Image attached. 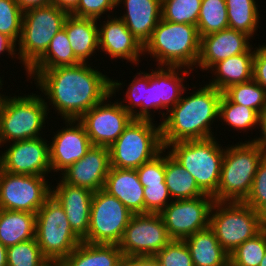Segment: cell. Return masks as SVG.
<instances>
[{
  "label": "cell",
  "mask_w": 266,
  "mask_h": 266,
  "mask_svg": "<svg viewBox=\"0 0 266 266\" xmlns=\"http://www.w3.org/2000/svg\"><path fill=\"white\" fill-rule=\"evenodd\" d=\"M87 63L47 70H27L49 105L64 120H79L111 94V79Z\"/></svg>",
  "instance_id": "6da1fadb"
},
{
  "label": "cell",
  "mask_w": 266,
  "mask_h": 266,
  "mask_svg": "<svg viewBox=\"0 0 266 266\" xmlns=\"http://www.w3.org/2000/svg\"><path fill=\"white\" fill-rule=\"evenodd\" d=\"M222 92L205 85L190 96H181L179 102L161 121L164 148L171 143L211 138V125L219 118Z\"/></svg>",
  "instance_id": "7a4b0ae2"
},
{
  "label": "cell",
  "mask_w": 266,
  "mask_h": 266,
  "mask_svg": "<svg viewBox=\"0 0 266 266\" xmlns=\"http://www.w3.org/2000/svg\"><path fill=\"white\" fill-rule=\"evenodd\" d=\"M165 68V69H164ZM183 67L178 66H158L151 73L141 72L134 76V80L129 83L126 91L125 99L128 105L120 104L133 117V119L154 120L150 115L152 108L157 110L166 109L165 112H160L163 118L168 112L179 102L183 93H186V87L183 84L184 75H189L190 71L182 70ZM143 74V75H142ZM139 107L138 109H135ZM150 109V110H149ZM138 110V111H137ZM152 117V118H151Z\"/></svg>",
  "instance_id": "3957f363"
},
{
  "label": "cell",
  "mask_w": 266,
  "mask_h": 266,
  "mask_svg": "<svg viewBox=\"0 0 266 266\" xmlns=\"http://www.w3.org/2000/svg\"><path fill=\"white\" fill-rule=\"evenodd\" d=\"M201 38L196 25L161 19L143 46L159 66H178L191 72L200 55Z\"/></svg>",
  "instance_id": "277c9868"
},
{
  "label": "cell",
  "mask_w": 266,
  "mask_h": 266,
  "mask_svg": "<svg viewBox=\"0 0 266 266\" xmlns=\"http://www.w3.org/2000/svg\"><path fill=\"white\" fill-rule=\"evenodd\" d=\"M245 142L225 147L220 181L213 196L215 201L243 202L249 195L266 153L250 139Z\"/></svg>",
  "instance_id": "5b68a950"
},
{
  "label": "cell",
  "mask_w": 266,
  "mask_h": 266,
  "mask_svg": "<svg viewBox=\"0 0 266 266\" xmlns=\"http://www.w3.org/2000/svg\"><path fill=\"white\" fill-rule=\"evenodd\" d=\"M215 137L168 144V153L194 177L199 189L214 196L220 181L224 151ZM172 148V149H171Z\"/></svg>",
  "instance_id": "8992f818"
},
{
  "label": "cell",
  "mask_w": 266,
  "mask_h": 266,
  "mask_svg": "<svg viewBox=\"0 0 266 266\" xmlns=\"http://www.w3.org/2000/svg\"><path fill=\"white\" fill-rule=\"evenodd\" d=\"M152 121L131 120L109 147L111 167L137 169L165 149L162 143L161 123L156 125Z\"/></svg>",
  "instance_id": "52a82bcc"
},
{
  "label": "cell",
  "mask_w": 266,
  "mask_h": 266,
  "mask_svg": "<svg viewBox=\"0 0 266 266\" xmlns=\"http://www.w3.org/2000/svg\"><path fill=\"white\" fill-rule=\"evenodd\" d=\"M48 108L41 94L6 96L0 107V146L11 141L41 137L40 131L46 124Z\"/></svg>",
  "instance_id": "ba28073f"
},
{
  "label": "cell",
  "mask_w": 266,
  "mask_h": 266,
  "mask_svg": "<svg viewBox=\"0 0 266 266\" xmlns=\"http://www.w3.org/2000/svg\"><path fill=\"white\" fill-rule=\"evenodd\" d=\"M68 15L54 4L24 11L17 55L26 72L46 52L51 40L62 30Z\"/></svg>",
  "instance_id": "9c48e42d"
},
{
  "label": "cell",
  "mask_w": 266,
  "mask_h": 266,
  "mask_svg": "<svg viewBox=\"0 0 266 266\" xmlns=\"http://www.w3.org/2000/svg\"><path fill=\"white\" fill-rule=\"evenodd\" d=\"M209 228L229 255L262 230L256 210L244 202L231 201L214 202Z\"/></svg>",
  "instance_id": "30bf717a"
},
{
  "label": "cell",
  "mask_w": 266,
  "mask_h": 266,
  "mask_svg": "<svg viewBox=\"0 0 266 266\" xmlns=\"http://www.w3.org/2000/svg\"><path fill=\"white\" fill-rule=\"evenodd\" d=\"M35 238L44 257L59 263L82 242L71 229L63 207L52 195L36 213Z\"/></svg>",
  "instance_id": "8fae6325"
},
{
  "label": "cell",
  "mask_w": 266,
  "mask_h": 266,
  "mask_svg": "<svg viewBox=\"0 0 266 266\" xmlns=\"http://www.w3.org/2000/svg\"><path fill=\"white\" fill-rule=\"evenodd\" d=\"M132 215L116 197L103 189L95 191L91 201L88 233L82 241L91 244H118Z\"/></svg>",
  "instance_id": "7c38bea8"
},
{
  "label": "cell",
  "mask_w": 266,
  "mask_h": 266,
  "mask_svg": "<svg viewBox=\"0 0 266 266\" xmlns=\"http://www.w3.org/2000/svg\"><path fill=\"white\" fill-rule=\"evenodd\" d=\"M172 239L160 214H133L118 243L123 256L154 257Z\"/></svg>",
  "instance_id": "4fadbf2b"
},
{
  "label": "cell",
  "mask_w": 266,
  "mask_h": 266,
  "mask_svg": "<svg viewBox=\"0 0 266 266\" xmlns=\"http://www.w3.org/2000/svg\"><path fill=\"white\" fill-rule=\"evenodd\" d=\"M121 85L123 83L120 81L111 79V94L79 119L86 129L92 146L110 147L133 119L120 102L106 101L116 94V90L119 91Z\"/></svg>",
  "instance_id": "5bb4252c"
},
{
  "label": "cell",
  "mask_w": 266,
  "mask_h": 266,
  "mask_svg": "<svg viewBox=\"0 0 266 266\" xmlns=\"http://www.w3.org/2000/svg\"><path fill=\"white\" fill-rule=\"evenodd\" d=\"M50 196L45 176L12 174L0 168V209L36 214Z\"/></svg>",
  "instance_id": "9a60e30c"
},
{
  "label": "cell",
  "mask_w": 266,
  "mask_h": 266,
  "mask_svg": "<svg viewBox=\"0 0 266 266\" xmlns=\"http://www.w3.org/2000/svg\"><path fill=\"white\" fill-rule=\"evenodd\" d=\"M215 200L210 195L193 199L172 200L159 214L171 239L184 240L209 227Z\"/></svg>",
  "instance_id": "2e32d148"
},
{
  "label": "cell",
  "mask_w": 266,
  "mask_h": 266,
  "mask_svg": "<svg viewBox=\"0 0 266 266\" xmlns=\"http://www.w3.org/2000/svg\"><path fill=\"white\" fill-rule=\"evenodd\" d=\"M46 142L42 137L12 142L0 155V168L12 174L48 176L51 167Z\"/></svg>",
  "instance_id": "e0dca14e"
},
{
  "label": "cell",
  "mask_w": 266,
  "mask_h": 266,
  "mask_svg": "<svg viewBox=\"0 0 266 266\" xmlns=\"http://www.w3.org/2000/svg\"><path fill=\"white\" fill-rule=\"evenodd\" d=\"M63 127L52 137L49 144L50 167L54 172H63L83 158L92 146L84 125L79 120H65ZM67 123V124H66Z\"/></svg>",
  "instance_id": "ac0fdd59"
},
{
  "label": "cell",
  "mask_w": 266,
  "mask_h": 266,
  "mask_svg": "<svg viewBox=\"0 0 266 266\" xmlns=\"http://www.w3.org/2000/svg\"><path fill=\"white\" fill-rule=\"evenodd\" d=\"M110 167L109 147L91 146L83 158L61 173L60 178L65 183L95 192L103 189Z\"/></svg>",
  "instance_id": "d6986e66"
},
{
  "label": "cell",
  "mask_w": 266,
  "mask_h": 266,
  "mask_svg": "<svg viewBox=\"0 0 266 266\" xmlns=\"http://www.w3.org/2000/svg\"><path fill=\"white\" fill-rule=\"evenodd\" d=\"M51 188V195L63 207L71 229L83 240L89 229L94 192L85 187L70 185L63 180L57 183L56 188L54 186Z\"/></svg>",
  "instance_id": "ffe728a7"
},
{
  "label": "cell",
  "mask_w": 266,
  "mask_h": 266,
  "mask_svg": "<svg viewBox=\"0 0 266 266\" xmlns=\"http://www.w3.org/2000/svg\"><path fill=\"white\" fill-rule=\"evenodd\" d=\"M249 39L250 36L229 28L201 37L200 55L195 67L207 71L221 60L248 52L253 47Z\"/></svg>",
  "instance_id": "44dd1931"
},
{
  "label": "cell",
  "mask_w": 266,
  "mask_h": 266,
  "mask_svg": "<svg viewBox=\"0 0 266 266\" xmlns=\"http://www.w3.org/2000/svg\"><path fill=\"white\" fill-rule=\"evenodd\" d=\"M110 19V20H109ZM99 28V49L109 54L112 59L127 60L139 64V57L143 54V45L133 36L124 22L115 16L103 21Z\"/></svg>",
  "instance_id": "7402d4cb"
},
{
  "label": "cell",
  "mask_w": 266,
  "mask_h": 266,
  "mask_svg": "<svg viewBox=\"0 0 266 266\" xmlns=\"http://www.w3.org/2000/svg\"><path fill=\"white\" fill-rule=\"evenodd\" d=\"M122 2L126 14L119 18L144 46L162 19V0H117V5Z\"/></svg>",
  "instance_id": "603a6c76"
},
{
  "label": "cell",
  "mask_w": 266,
  "mask_h": 266,
  "mask_svg": "<svg viewBox=\"0 0 266 266\" xmlns=\"http://www.w3.org/2000/svg\"><path fill=\"white\" fill-rule=\"evenodd\" d=\"M103 190L119 199L132 214L144 213V186L136 169L110 167Z\"/></svg>",
  "instance_id": "cb8c5ba5"
},
{
  "label": "cell",
  "mask_w": 266,
  "mask_h": 266,
  "mask_svg": "<svg viewBox=\"0 0 266 266\" xmlns=\"http://www.w3.org/2000/svg\"><path fill=\"white\" fill-rule=\"evenodd\" d=\"M93 18H79L71 14L65 20L63 28L66 30L75 57L86 63L99 50V25Z\"/></svg>",
  "instance_id": "d4e9b609"
},
{
  "label": "cell",
  "mask_w": 266,
  "mask_h": 266,
  "mask_svg": "<svg viewBox=\"0 0 266 266\" xmlns=\"http://www.w3.org/2000/svg\"><path fill=\"white\" fill-rule=\"evenodd\" d=\"M237 54L228 59L221 60L214 64L209 71L215 75L207 85L223 92L234 84H240L253 79V60L255 49Z\"/></svg>",
  "instance_id": "484cf974"
},
{
  "label": "cell",
  "mask_w": 266,
  "mask_h": 266,
  "mask_svg": "<svg viewBox=\"0 0 266 266\" xmlns=\"http://www.w3.org/2000/svg\"><path fill=\"white\" fill-rule=\"evenodd\" d=\"M194 266H229L230 255L208 227L184 239Z\"/></svg>",
  "instance_id": "4316f807"
},
{
  "label": "cell",
  "mask_w": 266,
  "mask_h": 266,
  "mask_svg": "<svg viewBox=\"0 0 266 266\" xmlns=\"http://www.w3.org/2000/svg\"><path fill=\"white\" fill-rule=\"evenodd\" d=\"M36 214L0 209V242L5 247L35 238Z\"/></svg>",
  "instance_id": "83f0119b"
},
{
  "label": "cell",
  "mask_w": 266,
  "mask_h": 266,
  "mask_svg": "<svg viewBox=\"0 0 266 266\" xmlns=\"http://www.w3.org/2000/svg\"><path fill=\"white\" fill-rule=\"evenodd\" d=\"M123 256L118 244H91L82 241L61 266H114Z\"/></svg>",
  "instance_id": "f1b7e54d"
},
{
  "label": "cell",
  "mask_w": 266,
  "mask_h": 266,
  "mask_svg": "<svg viewBox=\"0 0 266 266\" xmlns=\"http://www.w3.org/2000/svg\"><path fill=\"white\" fill-rule=\"evenodd\" d=\"M165 184L172 200L193 199L205 195L194 177L168 152L165 155Z\"/></svg>",
  "instance_id": "f546056e"
},
{
  "label": "cell",
  "mask_w": 266,
  "mask_h": 266,
  "mask_svg": "<svg viewBox=\"0 0 266 266\" xmlns=\"http://www.w3.org/2000/svg\"><path fill=\"white\" fill-rule=\"evenodd\" d=\"M80 63L71 48L66 30L62 28L51 40L46 52L28 70H47Z\"/></svg>",
  "instance_id": "4dcf8cb0"
},
{
  "label": "cell",
  "mask_w": 266,
  "mask_h": 266,
  "mask_svg": "<svg viewBox=\"0 0 266 266\" xmlns=\"http://www.w3.org/2000/svg\"><path fill=\"white\" fill-rule=\"evenodd\" d=\"M229 29L253 38L259 22L258 5L255 0H225Z\"/></svg>",
  "instance_id": "1f68e13d"
},
{
  "label": "cell",
  "mask_w": 266,
  "mask_h": 266,
  "mask_svg": "<svg viewBox=\"0 0 266 266\" xmlns=\"http://www.w3.org/2000/svg\"><path fill=\"white\" fill-rule=\"evenodd\" d=\"M200 38L229 28L225 0H202L197 22Z\"/></svg>",
  "instance_id": "d6a6232c"
},
{
  "label": "cell",
  "mask_w": 266,
  "mask_h": 266,
  "mask_svg": "<svg viewBox=\"0 0 266 266\" xmlns=\"http://www.w3.org/2000/svg\"><path fill=\"white\" fill-rule=\"evenodd\" d=\"M222 93L231 102L251 108L258 114L266 107V91L254 79L231 85Z\"/></svg>",
  "instance_id": "836d02e7"
},
{
  "label": "cell",
  "mask_w": 266,
  "mask_h": 266,
  "mask_svg": "<svg viewBox=\"0 0 266 266\" xmlns=\"http://www.w3.org/2000/svg\"><path fill=\"white\" fill-rule=\"evenodd\" d=\"M258 113L248 107L231 102L224 94L219 103V119H222L235 130H249L250 128H259Z\"/></svg>",
  "instance_id": "e575fe53"
},
{
  "label": "cell",
  "mask_w": 266,
  "mask_h": 266,
  "mask_svg": "<svg viewBox=\"0 0 266 266\" xmlns=\"http://www.w3.org/2000/svg\"><path fill=\"white\" fill-rule=\"evenodd\" d=\"M266 253V230L246 240L231 254L229 266H259Z\"/></svg>",
  "instance_id": "d590c367"
},
{
  "label": "cell",
  "mask_w": 266,
  "mask_h": 266,
  "mask_svg": "<svg viewBox=\"0 0 266 266\" xmlns=\"http://www.w3.org/2000/svg\"><path fill=\"white\" fill-rule=\"evenodd\" d=\"M202 0H162V19L197 25Z\"/></svg>",
  "instance_id": "8d00e7d4"
},
{
  "label": "cell",
  "mask_w": 266,
  "mask_h": 266,
  "mask_svg": "<svg viewBox=\"0 0 266 266\" xmlns=\"http://www.w3.org/2000/svg\"><path fill=\"white\" fill-rule=\"evenodd\" d=\"M46 261L36 238L7 247V266H42Z\"/></svg>",
  "instance_id": "74e56055"
},
{
  "label": "cell",
  "mask_w": 266,
  "mask_h": 266,
  "mask_svg": "<svg viewBox=\"0 0 266 266\" xmlns=\"http://www.w3.org/2000/svg\"><path fill=\"white\" fill-rule=\"evenodd\" d=\"M23 13L15 0H0V32L11 37L16 43L21 37Z\"/></svg>",
  "instance_id": "f35d334b"
},
{
  "label": "cell",
  "mask_w": 266,
  "mask_h": 266,
  "mask_svg": "<svg viewBox=\"0 0 266 266\" xmlns=\"http://www.w3.org/2000/svg\"><path fill=\"white\" fill-rule=\"evenodd\" d=\"M154 258L159 266H194L184 240L172 239Z\"/></svg>",
  "instance_id": "ab89813d"
},
{
  "label": "cell",
  "mask_w": 266,
  "mask_h": 266,
  "mask_svg": "<svg viewBox=\"0 0 266 266\" xmlns=\"http://www.w3.org/2000/svg\"><path fill=\"white\" fill-rule=\"evenodd\" d=\"M163 152H166V150L164 149L155 158L143 163L136 169L139 181L144 187L154 184H165V153Z\"/></svg>",
  "instance_id": "60d3db41"
},
{
  "label": "cell",
  "mask_w": 266,
  "mask_h": 266,
  "mask_svg": "<svg viewBox=\"0 0 266 266\" xmlns=\"http://www.w3.org/2000/svg\"><path fill=\"white\" fill-rule=\"evenodd\" d=\"M170 199L172 200L166 184L144 187V213L159 214L170 204Z\"/></svg>",
  "instance_id": "b9f144b4"
},
{
  "label": "cell",
  "mask_w": 266,
  "mask_h": 266,
  "mask_svg": "<svg viewBox=\"0 0 266 266\" xmlns=\"http://www.w3.org/2000/svg\"><path fill=\"white\" fill-rule=\"evenodd\" d=\"M117 7V0H79L77 7L70 13L79 18L101 19V15Z\"/></svg>",
  "instance_id": "7bdbcfd3"
},
{
  "label": "cell",
  "mask_w": 266,
  "mask_h": 266,
  "mask_svg": "<svg viewBox=\"0 0 266 266\" xmlns=\"http://www.w3.org/2000/svg\"><path fill=\"white\" fill-rule=\"evenodd\" d=\"M243 202L254 210L266 202V156L259 163L249 195Z\"/></svg>",
  "instance_id": "ee69618b"
},
{
  "label": "cell",
  "mask_w": 266,
  "mask_h": 266,
  "mask_svg": "<svg viewBox=\"0 0 266 266\" xmlns=\"http://www.w3.org/2000/svg\"><path fill=\"white\" fill-rule=\"evenodd\" d=\"M253 79L266 91V45L255 47Z\"/></svg>",
  "instance_id": "f6af8a7d"
},
{
  "label": "cell",
  "mask_w": 266,
  "mask_h": 266,
  "mask_svg": "<svg viewBox=\"0 0 266 266\" xmlns=\"http://www.w3.org/2000/svg\"><path fill=\"white\" fill-rule=\"evenodd\" d=\"M258 126L261 128L260 137L251 140L266 153V107L258 115Z\"/></svg>",
  "instance_id": "bcb514c9"
},
{
  "label": "cell",
  "mask_w": 266,
  "mask_h": 266,
  "mask_svg": "<svg viewBox=\"0 0 266 266\" xmlns=\"http://www.w3.org/2000/svg\"><path fill=\"white\" fill-rule=\"evenodd\" d=\"M16 42L6 34L0 32V55L5 51L8 52L11 57H14L15 52H18Z\"/></svg>",
  "instance_id": "7dc6e473"
},
{
  "label": "cell",
  "mask_w": 266,
  "mask_h": 266,
  "mask_svg": "<svg viewBox=\"0 0 266 266\" xmlns=\"http://www.w3.org/2000/svg\"><path fill=\"white\" fill-rule=\"evenodd\" d=\"M129 266H159L154 257H129Z\"/></svg>",
  "instance_id": "c3c4849f"
},
{
  "label": "cell",
  "mask_w": 266,
  "mask_h": 266,
  "mask_svg": "<svg viewBox=\"0 0 266 266\" xmlns=\"http://www.w3.org/2000/svg\"><path fill=\"white\" fill-rule=\"evenodd\" d=\"M79 0H51L59 9L65 10L69 14L77 7Z\"/></svg>",
  "instance_id": "681fc988"
},
{
  "label": "cell",
  "mask_w": 266,
  "mask_h": 266,
  "mask_svg": "<svg viewBox=\"0 0 266 266\" xmlns=\"http://www.w3.org/2000/svg\"><path fill=\"white\" fill-rule=\"evenodd\" d=\"M15 1L18 3V5L23 11L33 7L51 4V0H15Z\"/></svg>",
  "instance_id": "f907efd6"
},
{
  "label": "cell",
  "mask_w": 266,
  "mask_h": 266,
  "mask_svg": "<svg viewBox=\"0 0 266 266\" xmlns=\"http://www.w3.org/2000/svg\"><path fill=\"white\" fill-rule=\"evenodd\" d=\"M257 215L262 229L266 230V202H264L257 210Z\"/></svg>",
  "instance_id": "816d5d0a"
},
{
  "label": "cell",
  "mask_w": 266,
  "mask_h": 266,
  "mask_svg": "<svg viewBox=\"0 0 266 266\" xmlns=\"http://www.w3.org/2000/svg\"><path fill=\"white\" fill-rule=\"evenodd\" d=\"M0 266H7V247L0 242Z\"/></svg>",
  "instance_id": "f5cc1de1"
},
{
  "label": "cell",
  "mask_w": 266,
  "mask_h": 266,
  "mask_svg": "<svg viewBox=\"0 0 266 266\" xmlns=\"http://www.w3.org/2000/svg\"><path fill=\"white\" fill-rule=\"evenodd\" d=\"M114 266H129V257L122 256Z\"/></svg>",
  "instance_id": "db71d44e"
},
{
  "label": "cell",
  "mask_w": 266,
  "mask_h": 266,
  "mask_svg": "<svg viewBox=\"0 0 266 266\" xmlns=\"http://www.w3.org/2000/svg\"><path fill=\"white\" fill-rule=\"evenodd\" d=\"M42 266H61L59 262L47 260Z\"/></svg>",
  "instance_id": "11a10c76"
},
{
  "label": "cell",
  "mask_w": 266,
  "mask_h": 266,
  "mask_svg": "<svg viewBox=\"0 0 266 266\" xmlns=\"http://www.w3.org/2000/svg\"><path fill=\"white\" fill-rule=\"evenodd\" d=\"M2 78L0 77V89H2V82H3V80H1ZM5 97H6V95L4 96V94L2 95L1 93H0V107H1V105H2V103H3V100L5 99Z\"/></svg>",
  "instance_id": "9f6ffc18"
},
{
  "label": "cell",
  "mask_w": 266,
  "mask_h": 266,
  "mask_svg": "<svg viewBox=\"0 0 266 266\" xmlns=\"http://www.w3.org/2000/svg\"><path fill=\"white\" fill-rule=\"evenodd\" d=\"M259 266H266V253H265V256L263 257V260L259 264Z\"/></svg>",
  "instance_id": "6f0895ef"
}]
</instances>
